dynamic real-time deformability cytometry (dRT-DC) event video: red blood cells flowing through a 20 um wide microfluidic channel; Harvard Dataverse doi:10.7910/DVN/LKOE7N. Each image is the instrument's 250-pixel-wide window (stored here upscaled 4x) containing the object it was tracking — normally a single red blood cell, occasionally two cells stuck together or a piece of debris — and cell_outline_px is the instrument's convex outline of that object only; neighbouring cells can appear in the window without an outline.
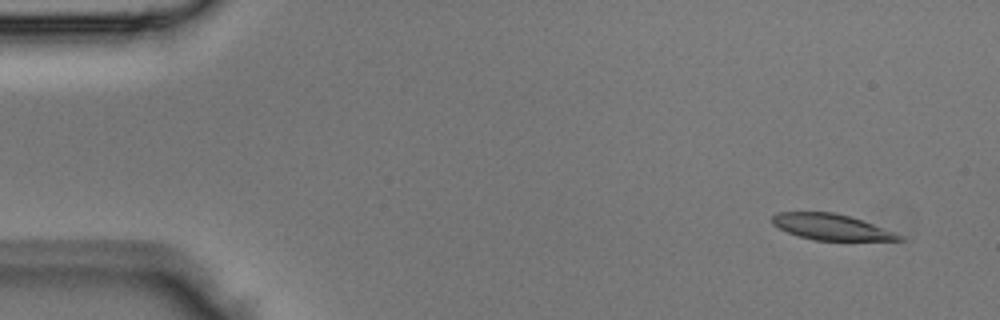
{"species": "Egyptian fruit bat (a non-hibernating species)", "species_latin": "Rousettus aegyptiacus", "temperature_condition": "room temperature", "stored_images_in_passage": 4, "camera_frame_rate_fps": 3000, "um_per_image_px": 0.085, "animal": {"sex": "male"}, "frame": {"image": 1, "passage_image": 1, "time_ms": 0.0, "image_size_px": [1000, 320], "cell_outline_px": [[908, 240], [816, 240], [800, 236], [788, 232], [772, 224], [772, 216], [776, 212], [832, 212], [848, 216], [896, 232], [904, 236]], "centroid_in_image_um": [70.67, 19.29], "position_along_channel_um": 14.3, "area_um2": 18.9}}
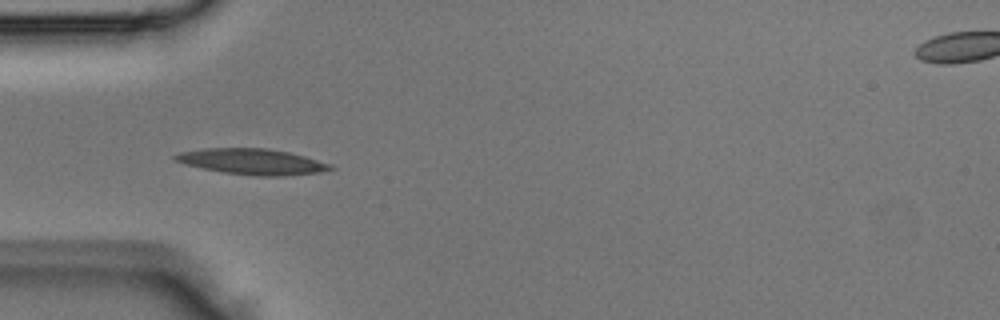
{"frame": {"image": 2, "passage_image": 4, "time_ms": 1.0, "image_size_px": [1000, 320], "cell_outline_px": [[336, 168], [320, 172], [284, 176], [256, 176], [224, 172], [184, 164], [172, 160], [172, 156], [180, 152], [204, 148], [268, 148], [288, 152], [304, 156], [332, 164]], "centroid_in_image_um": [21.43, 13.73], "position_along_channel_um": 63.6, "area_um2": 23.35}}